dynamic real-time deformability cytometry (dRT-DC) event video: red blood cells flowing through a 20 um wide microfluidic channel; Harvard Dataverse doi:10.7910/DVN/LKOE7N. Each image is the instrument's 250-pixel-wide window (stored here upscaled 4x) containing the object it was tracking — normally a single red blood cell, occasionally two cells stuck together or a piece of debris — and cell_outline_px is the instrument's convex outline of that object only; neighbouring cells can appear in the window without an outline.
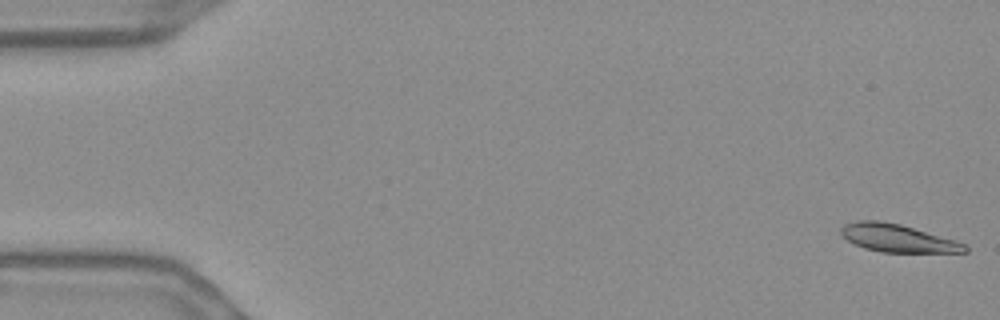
{"species": "Egyptian fruit bat (a non-hibernating species)", "species_latin": "Rousettus aegyptiacus", "temperature_condition": "warm", "stored_images_in_passage": 55, "camera_frame_rate_fps": 3000, "um_per_image_px": 0.085, "frame": {"image": 1, "passage_image": 1, "time_ms": 0.0, "image_size_px": [1000, 320], "cell_outline_px": [[968, 252], [880, 252], [864, 248], [848, 240], [840, 232], [840, 228], [844, 224], [856, 220], [880, 220], [900, 224], [956, 240], [964, 244], [968, 248]], "centroid_in_image_um": [76.28, 20.23], "position_along_channel_um": 8.7, "area_um2": 20.0}}
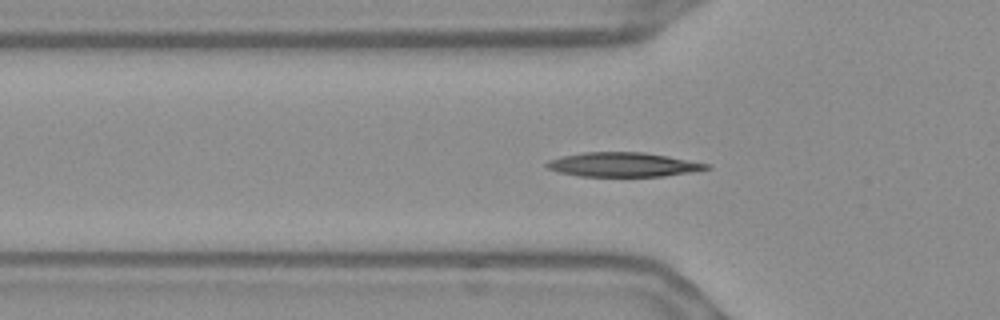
{"frame": {"image": 2, "passage_image": 18, "time_ms": 5.667, "image_size_px": [1000, 320], "cell_outline_px": [[712, 168], [692, 172], [664, 176], [580, 176], [560, 172], [548, 168], [544, 164], [548, 160], [560, 156], [584, 152], [644, 152], [668, 156], [712, 164]], "centroid_in_image_um": [53.0, 13.98], "position_along_channel_um": 72.8, "area_um2": 22.72}}
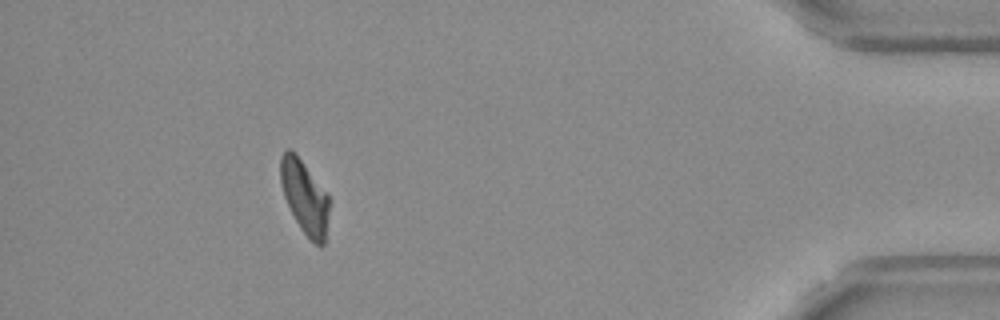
{"frame": {"image": 3, "passage_image": 50, "time_ms": 16.333, "image_size_px": [1000, 320], "cell_outline_px": [[332, 200], [324, 244], [320, 248], [300, 228], [284, 196], [280, 184], [280, 156], [288, 148], [300, 160], [328, 192]], "centroid_in_image_um": [25.94, 16.78], "position_along_channel_um": 409.3, "area_um2": 20.92}, "authors_computed_cell_mechanics": {"area_um2": 21.5016, "velocity_mm_per_s": 3.6814, "shape_relaxation_time_tau1_ms": null, "shape_relaxation_time_tau2_ms": 4.7223, "deformation_change_tau1": null, "deformation_change_tau2": 0.0995}}